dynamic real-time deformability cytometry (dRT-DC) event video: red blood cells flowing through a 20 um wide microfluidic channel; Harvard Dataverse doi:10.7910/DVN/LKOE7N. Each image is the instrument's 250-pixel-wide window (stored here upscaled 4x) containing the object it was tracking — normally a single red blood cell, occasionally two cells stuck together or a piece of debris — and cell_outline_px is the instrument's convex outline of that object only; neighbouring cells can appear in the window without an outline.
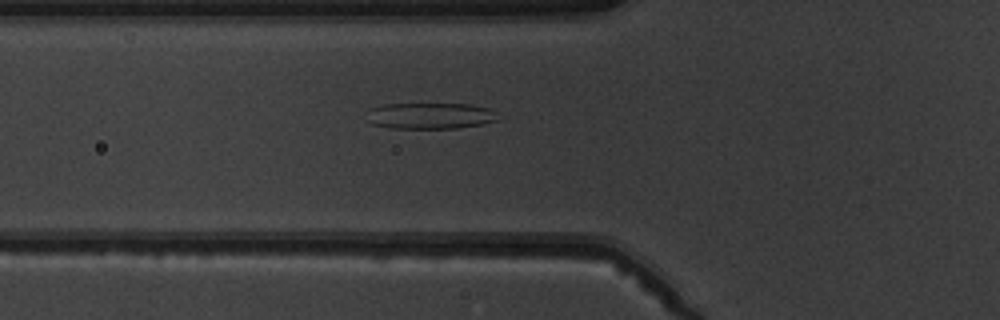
{"species": "common noctule bat (a hibernating species)", "species_latin": "Nyctalus noctula", "temperature_condition": "warm", "stored_images_in_passage": 5, "camera_frame_rate_fps": 3000, "um_per_image_px": 0.085, "animal": {"sex": "male", "body_mass_g": 19.5, "forearm_length_mm": 54.6}, "frame": {"image": 1, "passage_image": 5, "time_ms": 4.667, "image_size_px": [1000, 320], "cell_outline_px": [[500, 120], [480, 124], [456, 128], [388, 128], [372, 124], [364, 120], [372, 108], [384, 104], [472, 104], [488, 108], [496, 112]], "centroid_in_image_um": [36.56, 9.84], "position_along_channel_um": 89.2, "area_um2": 20.11}}